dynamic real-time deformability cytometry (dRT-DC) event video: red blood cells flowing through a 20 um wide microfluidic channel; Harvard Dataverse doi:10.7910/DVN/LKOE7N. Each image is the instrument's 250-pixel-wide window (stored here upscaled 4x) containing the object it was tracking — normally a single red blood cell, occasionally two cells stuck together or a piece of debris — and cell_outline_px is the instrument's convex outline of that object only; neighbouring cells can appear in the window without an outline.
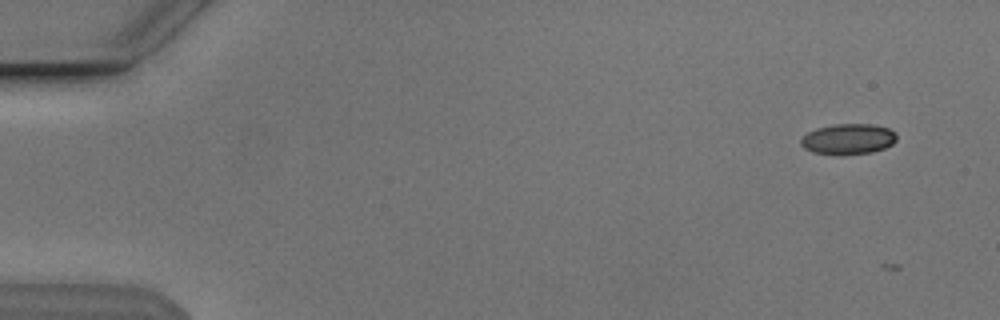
{"species": "Egyptian fruit bat (a non-hibernating species)", "species_latin": "Rousettus aegyptiacus", "temperature_condition": "cold", "stored_images_in_passage": 3, "camera_frame_rate_fps": 3000, "um_per_image_px": 0.085, "animal": {"sex": "male"}, "frame": {"image": 1, "passage_image": 2, "time_ms": 0.333, "image_size_px": [1000, 320], "cell_outline_px": [[896, 140], [892, 144], [884, 148], [872, 152], [812, 152], [804, 148], [800, 144], [800, 140], [808, 132], [816, 128], [832, 124], [872, 124], [888, 128], [896, 132]], "centroid_in_image_um": [72.11, 11.77], "position_along_channel_um": 12.9, "area_um2": 16.47}}